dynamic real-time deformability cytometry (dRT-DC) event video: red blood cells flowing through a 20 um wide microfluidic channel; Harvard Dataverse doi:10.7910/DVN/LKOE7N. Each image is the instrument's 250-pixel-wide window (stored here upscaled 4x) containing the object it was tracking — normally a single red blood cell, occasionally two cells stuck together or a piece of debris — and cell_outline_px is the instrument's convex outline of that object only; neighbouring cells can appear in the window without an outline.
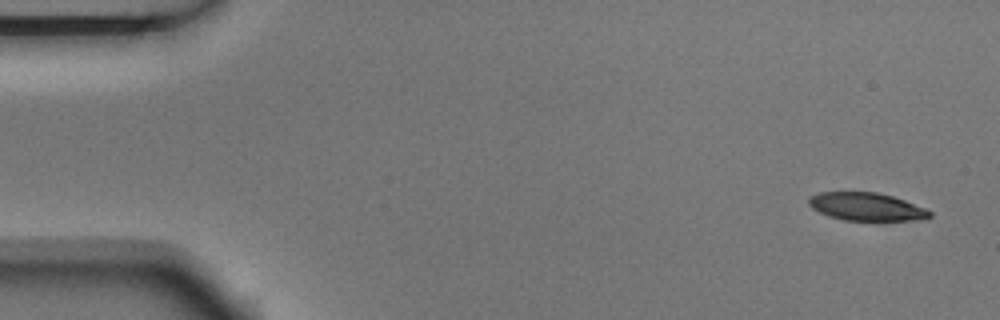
{"species": "Egyptian fruit bat (a non-hibernating species)", "species_latin": "Rousettus aegyptiacus", "temperature_condition": "room temperature", "stored_images_in_passage": 6, "camera_frame_rate_fps": 3000, "um_per_image_px": 0.085, "animal": {"sex": "male"}, "frame": {"image": 1, "passage_image": 1, "time_ms": 0.0, "image_size_px": [1000, 320], "cell_outline_px": [[932, 216], [928, 220], [844, 220], [828, 216], [812, 208], [808, 204], [808, 200], [812, 196], [820, 192], [876, 192], [892, 196], [904, 200], [924, 208], [932, 212]], "centroid_in_image_um": [73.67, 17.58], "position_along_channel_um": 11.3, "area_um2": 19.65}}
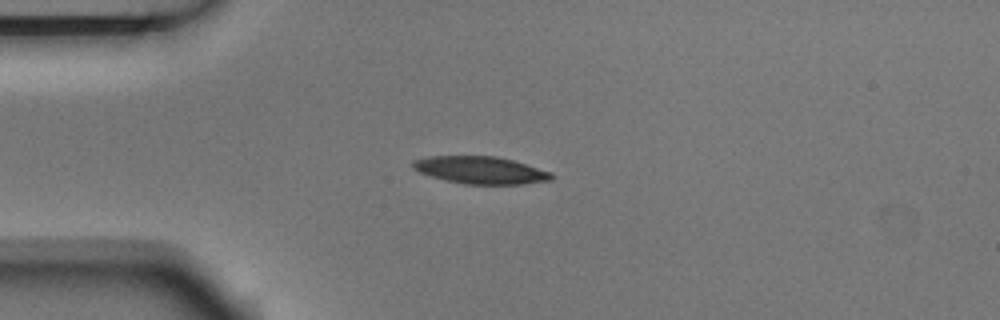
{"frame": {"image": 2, "passage_image": 4, "time_ms": 1.0, "image_size_px": [1000, 320], "cell_outline_px": [[552, 180], [520, 184], [464, 184], [444, 180], [420, 172], [412, 168], [412, 160], [428, 156], [496, 156], [512, 160], [552, 172]], "centroid_in_image_um": [40.82, 14.46], "position_along_channel_um": 44.2, "area_um2": 22.02}}
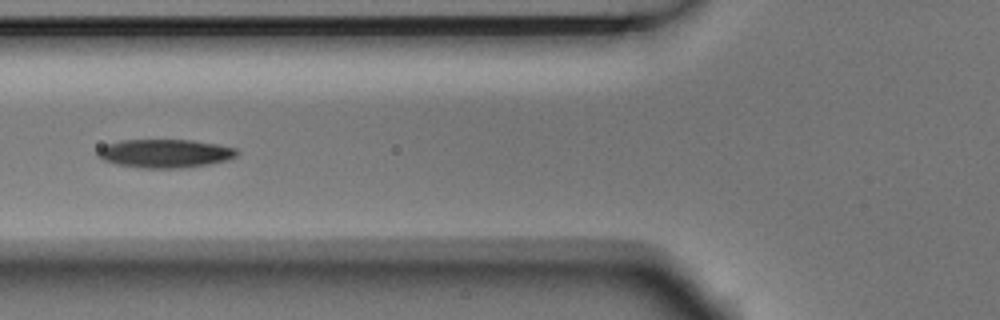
{"frame": {"image": 3, "passage_image": 6, "time_ms": 1.667, "image_size_px": [1000, 320], "cell_outline_px": [[240, 152], [236, 156], [228, 160], [208, 164], [180, 168], [136, 168], [116, 164], [104, 160], [96, 156], [96, 152], [104, 144], [120, 140], [192, 140], [216, 144], [236, 148]], "centroid_in_image_um": [13.99, 13.04], "position_along_channel_um": 111.8, "area_um2": 23.29}}